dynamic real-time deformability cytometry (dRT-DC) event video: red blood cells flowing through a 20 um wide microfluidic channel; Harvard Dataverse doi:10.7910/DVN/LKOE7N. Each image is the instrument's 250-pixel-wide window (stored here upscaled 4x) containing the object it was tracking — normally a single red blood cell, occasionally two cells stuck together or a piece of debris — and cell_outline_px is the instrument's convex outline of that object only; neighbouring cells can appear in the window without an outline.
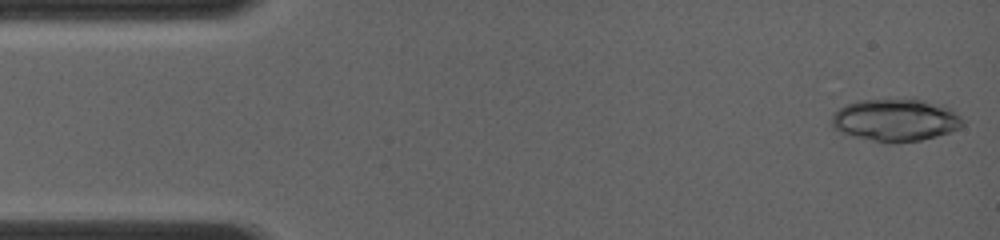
{"species": "common noctule bat (a hibernating species)", "species_latin": "Nyctalus noctula", "temperature_condition": "room temperature", "stored_images_in_passage": 4, "camera_frame_rate_fps": 4000, "um_per_image_px": 0.085, "animal": {"sex": "female", "body_mass_g": 19.0, "forearm_length_mm": 56.7}, "frame": {"image": 1, "passage_image": 1, "time_ms": 0.0, "image_size_px": [1000, 240], "cell_outline_px": [[964, 124], [948, 132], [936, 136], [920, 140], [888, 144], [840, 132], [832, 128], [832, 116], [844, 104], [860, 100], [916, 96], [944, 104], [960, 116], [964, 120]], "centroid_in_image_um": [76.14, 10.15], "position_along_channel_um": 8.9, "area_um2": 33.23}}